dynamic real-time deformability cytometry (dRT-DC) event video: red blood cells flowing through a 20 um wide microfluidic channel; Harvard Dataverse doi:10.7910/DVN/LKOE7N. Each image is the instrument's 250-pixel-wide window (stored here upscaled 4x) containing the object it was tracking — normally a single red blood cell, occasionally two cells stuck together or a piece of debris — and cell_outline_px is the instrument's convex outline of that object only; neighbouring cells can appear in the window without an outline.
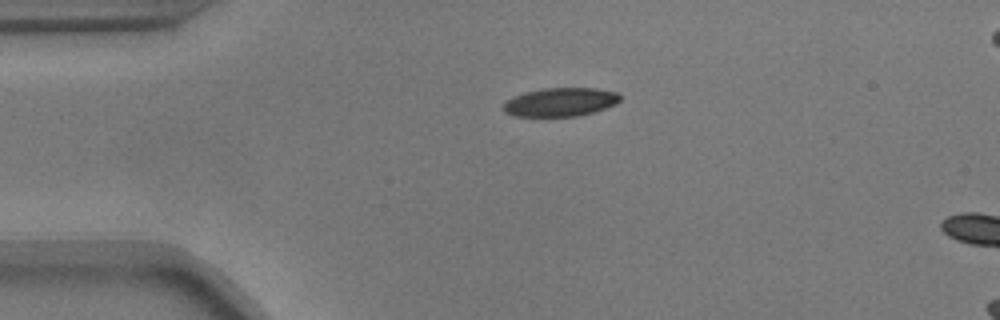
{"species": "common noctule bat (a hibernating species)", "species_latin": "Nyctalus noctula", "temperature_condition": "warm", "stored_images_in_passage": 5, "camera_frame_rate_fps": 3000, "um_per_image_px": 0.085, "animal": {"sex": "male", "body_mass_g": 17.9}, "frame": {"image": 1, "passage_image": 2, "time_ms": 0.333, "image_size_px": [1000, 320], "cell_outline_px": [[620, 100], [616, 104], [592, 112], [576, 116], [516, 116], [504, 112], [504, 104], [508, 100], [516, 96], [528, 92], [544, 88], [596, 88], [616, 92], [620, 96]], "centroid_in_image_um": [47.66, 8.67], "position_along_channel_um": 37.3, "area_um2": 19.07}}